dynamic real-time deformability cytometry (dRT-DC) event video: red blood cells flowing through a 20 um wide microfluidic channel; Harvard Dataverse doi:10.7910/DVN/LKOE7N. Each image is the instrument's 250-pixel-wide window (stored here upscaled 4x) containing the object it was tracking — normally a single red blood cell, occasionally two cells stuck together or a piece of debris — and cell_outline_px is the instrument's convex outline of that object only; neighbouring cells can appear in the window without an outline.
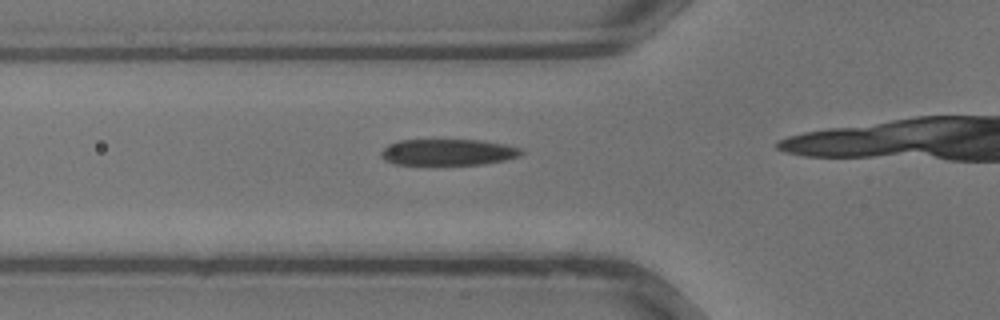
{"species": "common noctule bat (a hibernating species)", "species_latin": "Nyctalus noctula", "temperature_condition": "warm", "stored_images_in_passage": 6, "camera_frame_rate_fps": 3000, "um_per_image_px": 0.085, "animal": {"sex": "male", "body_mass_g": 13.3}, "frame": {"image": 1, "passage_image": 3, "time_ms": 0.667, "image_size_px": [1000, 320], "cell_outline_px": [[524, 152], [520, 156], [504, 160], [484, 164], [396, 164], [384, 160], [380, 156], [380, 152], [388, 144], [400, 140], [484, 140], [508, 144], [520, 148]], "centroid_in_image_um": [38.11, 12.92], "position_along_channel_um": 87.7, "area_um2": 21.56}}
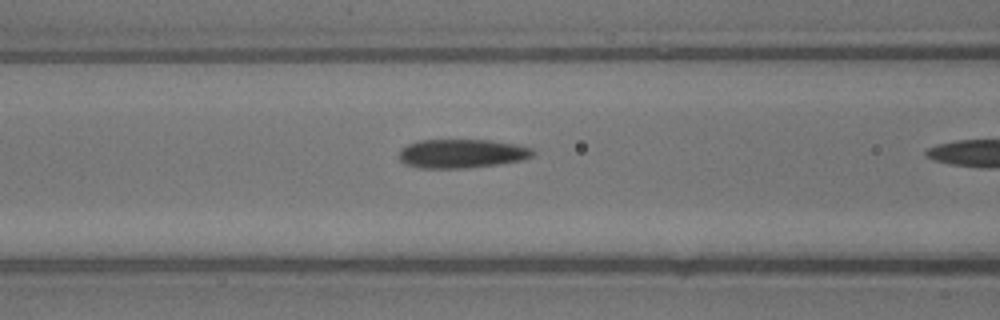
{"frame": {"image": 2, "passage_image": 5, "time_ms": 1.333, "image_size_px": [1000, 320], "cell_outline_px": [[536, 156], [524, 160], [500, 164], [468, 168], [416, 168], [404, 164], [400, 160], [400, 148], [408, 144], [420, 140], [492, 140], [520, 144], [532, 148], [536, 152]], "centroid_in_image_um": [39.32, 13.05], "position_along_channel_um": 127.3, "area_um2": 23.06}}